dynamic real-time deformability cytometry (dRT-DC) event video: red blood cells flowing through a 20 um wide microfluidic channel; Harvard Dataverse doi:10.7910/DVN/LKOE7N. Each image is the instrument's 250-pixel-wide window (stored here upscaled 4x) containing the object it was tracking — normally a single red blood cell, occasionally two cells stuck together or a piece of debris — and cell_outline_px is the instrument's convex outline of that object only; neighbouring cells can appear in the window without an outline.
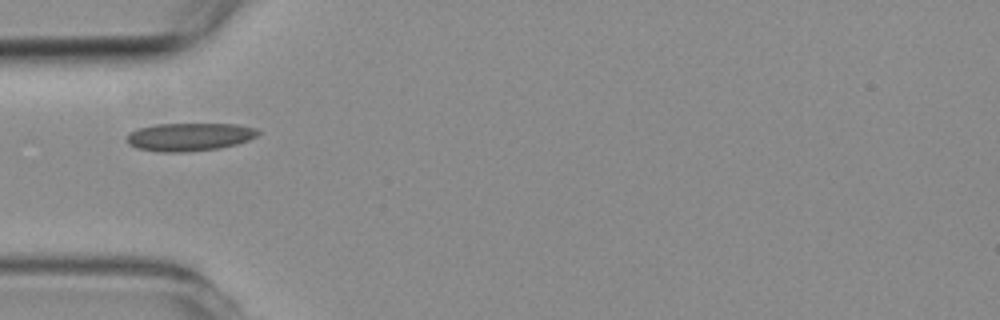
{"species": "common noctule bat (a hibernating species)", "species_latin": "Nyctalus noctula", "temperature_condition": "room temperature", "stored_images_in_passage": 3, "camera_frame_rate_fps": 3000, "um_per_image_px": 0.085, "animal": {"sex": "female", "body_mass_g": 19.3, "forearm_length_mm": 54.1}, "frame": {"image": 1, "passage_image": 3, "time_ms": 3.0, "image_size_px": [1000, 320], "cell_outline_px": [[260, 132], [256, 136], [248, 140], [236, 144], [220, 148], [188, 152], [156, 152], [136, 148], [128, 144], [124, 140], [128, 132], [136, 128], [156, 124], [236, 124], [256, 128]], "centroid_in_image_um": [16.02, 11.64], "position_along_channel_um": 69.0, "area_um2": 21.79}}